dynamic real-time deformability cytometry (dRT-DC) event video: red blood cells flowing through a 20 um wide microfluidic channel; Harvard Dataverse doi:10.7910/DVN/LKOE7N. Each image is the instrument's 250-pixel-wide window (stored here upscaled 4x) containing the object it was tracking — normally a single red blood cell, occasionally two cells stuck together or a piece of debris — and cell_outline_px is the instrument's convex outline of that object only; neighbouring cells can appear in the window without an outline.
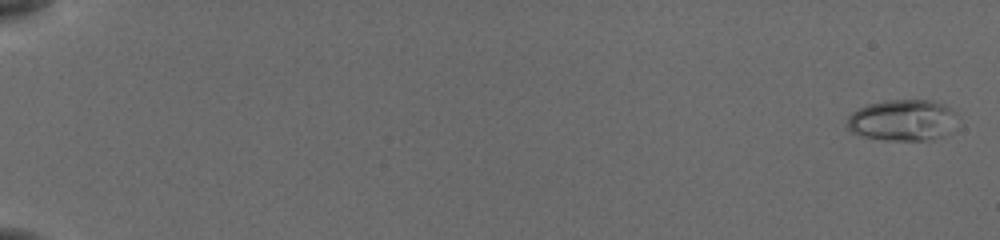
{"species": "common noctule bat (a hibernating species)", "species_latin": "Nyctalus noctula", "temperature_condition": "cold", "stored_images_in_passage": 56, "camera_frame_rate_fps": 3000, "um_per_image_px": 0.085, "animal": {"sex": "female", "body_mass_g": 19.5, "forearm_length_mm": 54.1}, "frame": {"image": 1, "passage_image": 2, "time_ms": 0.333, "image_size_px": [1000, 240], "cell_outline_px": [[956, 112], [940, 136], [928, 140], [884, 140], [860, 136], [852, 132], [844, 124], [848, 116], [852, 112], [868, 104], [884, 100], [932, 100], [944, 104], [952, 108]], "centroid_in_image_um": [76.57, 10.2], "position_along_channel_um": 8.4, "area_um2": 26.01}}
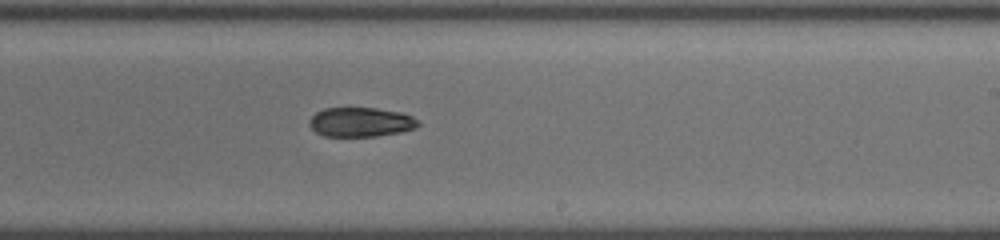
{"frame": {"image": 2, "passage_image": 37, "time_ms": 12.0, "image_size_px": [1000, 240], "cell_outline_px": [[420, 124], [416, 128], [400, 132], [376, 136], [324, 136], [316, 132], [308, 124], [308, 120], [316, 112], [324, 108], [376, 108], [404, 112], [420, 120]], "centroid_in_image_um": [30.69, 10.37], "position_along_channel_um": 258.3, "area_um2": 18.84}}
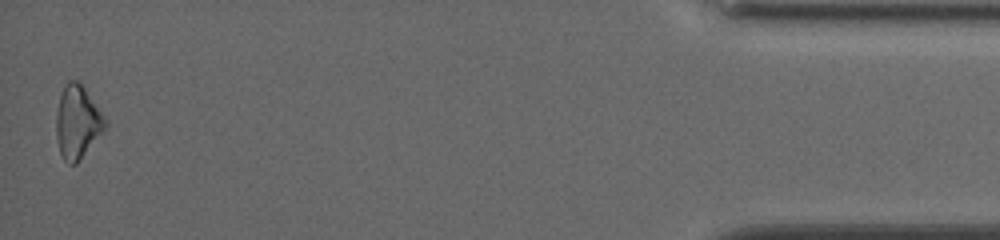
{"frame": {"image": 3, "passage_image": 56, "time_ms": 18.333, "image_size_px": [1000, 240], "cell_outline_px": [[108, 124], [76, 164], [68, 164], [64, 160], [60, 152], [56, 136], [56, 112], [60, 96], [68, 80], [80, 80], [104, 116]], "centroid_in_image_um": [6.57, 10.35], "position_along_channel_um": 428.6, "area_um2": 20.63}}